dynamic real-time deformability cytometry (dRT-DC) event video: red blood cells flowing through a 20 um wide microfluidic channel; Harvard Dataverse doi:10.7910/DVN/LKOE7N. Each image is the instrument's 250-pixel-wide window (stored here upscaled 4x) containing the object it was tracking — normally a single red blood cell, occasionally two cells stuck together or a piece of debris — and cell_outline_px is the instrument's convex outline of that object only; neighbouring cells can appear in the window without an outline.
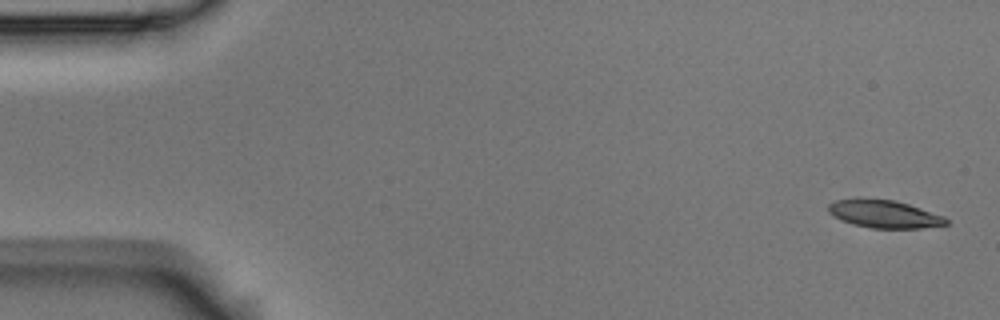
{"species": "Egyptian fruit bat (a non-hibernating species)", "species_latin": "Rousettus aegyptiacus", "temperature_condition": "room temperature", "stored_images_in_passage": 6, "camera_frame_rate_fps": 3000, "um_per_image_px": 0.085, "animal": {"sex": "male"}, "frame": {"image": 1, "passage_image": 1, "time_ms": 0.0, "image_size_px": [1000, 320], "cell_outline_px": [[948, 224], [920, 228], [872, 228], [852, 224], [840, 220], [832, 216], [828, 212], [828, 204], [836, 200], [856, 196], [892, 200], [908, 204], [944, 216], [948, 220]], "centroid_in_image_um": [75.07, 18.16], "position_along_channel_um": 9.9, "area_um2": 19.42}}
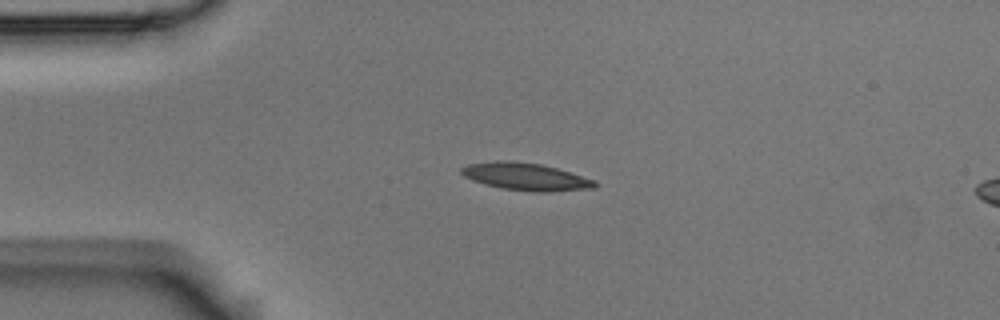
{"frame": {"image": 2, "passage_image": 4, "time_ms": 1.0, "image_size_px": [1000, 320], "cell_outline_px": [[596, 184], [592, 188], [548, 192], [532, 192], [504, 188], [484, 184], [472, 180], [464, 176], [460, 172], [460, 168], [468, 164], [496, 160], [508, 160], [540, 164], [556, 168], [596, 180]], "centroid_in_image_um": [44.65, 15.01], "position_along_channel_um": 40.4, "area_um2": 21.21}}
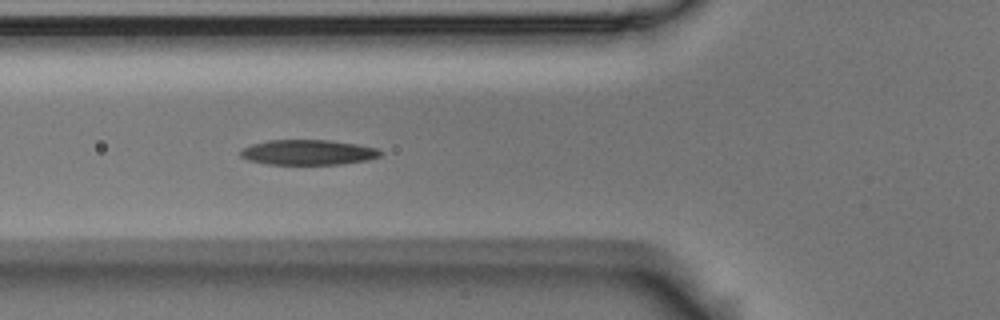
{"frame": {"image": 3, "passage_image": 6, "time_ms": 1.667, "image_size_px": [1000, 320], "cell_outline_px": [[384, 152], [380, 156], [368, 160], [340, 164], [268, 164], [248, 160], [240, 156], [240, 152], [244, 148], [252, 144], [268, 140], [328, 140], [356, 144], [376, 148]], "centroid_in_image_um": [26.2, 12.95], "position_along_channel_um": 99.6, "area_um2": 20.4}}